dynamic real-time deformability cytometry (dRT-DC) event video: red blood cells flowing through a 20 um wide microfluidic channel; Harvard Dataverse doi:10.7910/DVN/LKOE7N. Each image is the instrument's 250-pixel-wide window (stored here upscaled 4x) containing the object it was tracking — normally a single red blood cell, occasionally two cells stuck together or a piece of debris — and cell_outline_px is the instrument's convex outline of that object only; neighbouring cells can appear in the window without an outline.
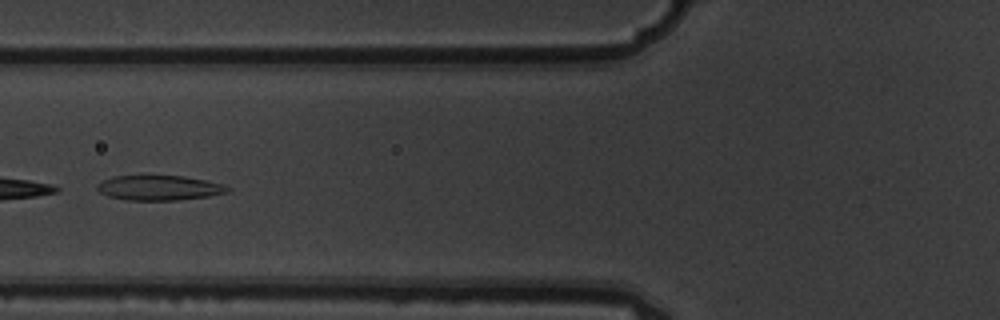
{"species": "common noctule bat (a hibernating species)", "species_latin": "Nyctalus noctula", "temperature_condition": "warm", "stored_images_in_passage": 5, "camera_frame_rate_fps": 3000, "um_per_image_px": 0.085, "animal": {"sex": "male", "body_mass_g": 19.5, "forearm_length_mm": 54.6}, "frame": {"image": 1, "passage_image": 5, "time_ms": 1.333, "image_size_px": [1000, 320], "cell_outline_px": [[232, 192], [208, 196], [180, 200], [124, 200], [108, 196], [100, 192], [96, 188], [96, 184], [112, 176], [184, 176], [224, 184], [232, 188]], "centroid_in_image_um": [13.57, 15.97], "position_along_channel_um": 112.2, "area_um2": 19.07}}